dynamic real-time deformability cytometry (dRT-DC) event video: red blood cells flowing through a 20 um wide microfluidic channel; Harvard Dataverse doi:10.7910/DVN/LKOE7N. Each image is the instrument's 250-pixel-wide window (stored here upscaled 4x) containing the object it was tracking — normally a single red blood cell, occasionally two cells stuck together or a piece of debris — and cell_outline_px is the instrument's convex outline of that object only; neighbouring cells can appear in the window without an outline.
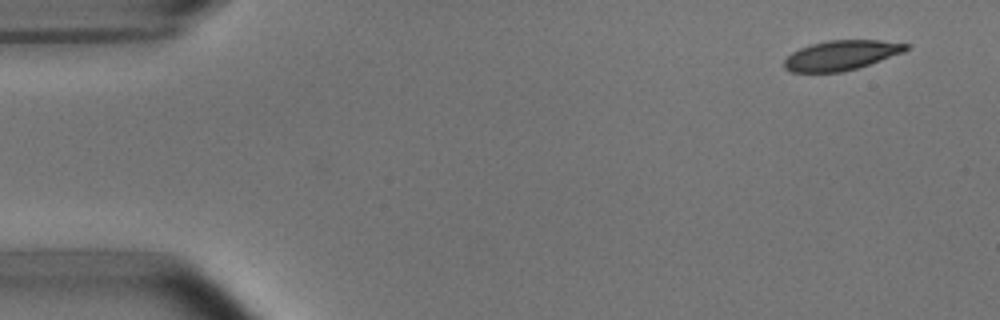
{"species": "common noctule bat (a hibernating species)", "species_latin": "Nyctalus noctula", "temperature_condition": "room temperature", "stored_images_in_passage": 3, "camera_frame_rate_fps": 3000, "um_per_image_px": 0.085, "animal": {"sex": "male", "body_mass_g": 15.6}, "frame": {"image": 1, "passage_image": 1, "time_ms": 0.0, "image_size_px": [1000, 320], "cell_outline_px": [[908, 48], [904, 52], [856, 68], [840, 72], [792, 72], [784, 68], [784, 60], [792, 52], [800, 48], [812, 44], [828, 40], [880, 40], [908, 44]], "centroid_in_image_um": [71.48, 4.69], "position_along_channel_um": 13.5, "area_um2": 20.87}}